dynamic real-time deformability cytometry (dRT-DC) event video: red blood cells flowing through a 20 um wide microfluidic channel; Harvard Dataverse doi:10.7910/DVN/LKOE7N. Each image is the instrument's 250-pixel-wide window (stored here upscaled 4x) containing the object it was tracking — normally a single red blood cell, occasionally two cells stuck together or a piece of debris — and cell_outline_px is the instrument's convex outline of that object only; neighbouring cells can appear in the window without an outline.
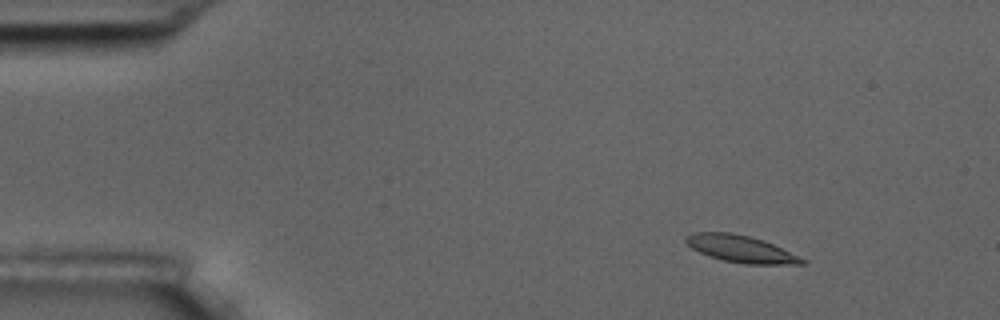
{"species": "common noctule bat (a hibernating species)", "species_latin": "Nyctalus noctula", "temperature_condition": "room temperature", "stored_images_in_passage": 4, "camera_frame_rate_fps": 3000, "um_per_image_px": 0.085, "animal": {"sex": "male", "body_mass_g": 17.5, "forearm_length_mm": 52.3}, "frame": {"image": 1, "passage_image": 2, "time_ms": 1.333, "image_size_px": [1000, 320], "cell_outline_px": [[808, 260], [804, 264], [744, 264], [724, 260], [708, 256], [692, 248], [684, 240], [684, 236], [692, 232], [732, 232], [748, 236], [772, 244]], "centroid_in_image_um": [62.94, 21.15], "position_along_channel_um": 22.1, "area_um2": 18.15}}
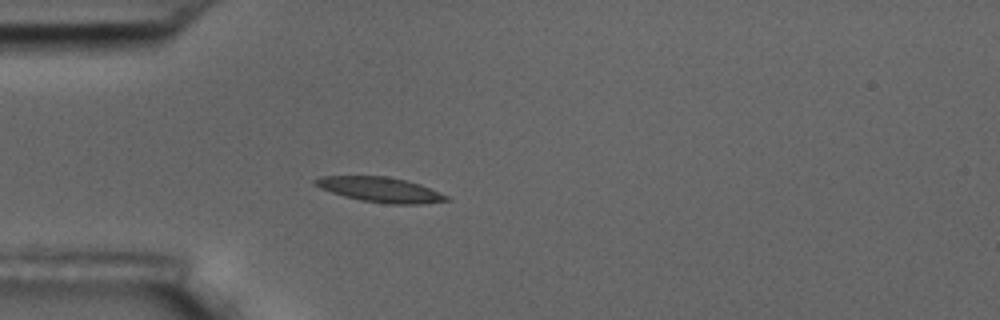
{"frame": {"image": 2, "passage_image": 4, "time_ms": 4.333, "image_size_px": [1000, 320], "cell_outline_px": [[452, 200], [424, 204], [392, 204], [360, 200], [344, 196], [320, 188], [312, 184], [312, 180], [320, 176], [388, 176], [420, 184], [448, 196]], "centroid_in_image_um": [32.31, 16.12], "position_along_channel_um": 52.7, "area_um2": 19.13}}